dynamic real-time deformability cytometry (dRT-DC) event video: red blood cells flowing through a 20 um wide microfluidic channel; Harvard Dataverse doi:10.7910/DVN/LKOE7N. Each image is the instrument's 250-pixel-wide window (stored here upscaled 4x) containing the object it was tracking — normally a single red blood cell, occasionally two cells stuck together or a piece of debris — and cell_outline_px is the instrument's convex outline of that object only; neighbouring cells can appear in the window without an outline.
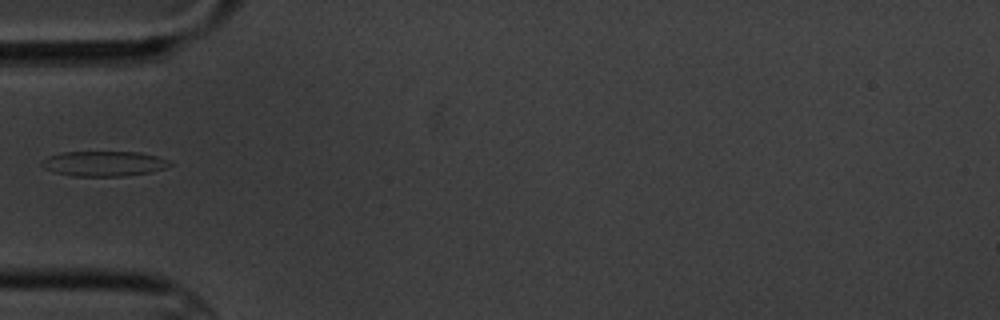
{"species": "common noctule bat (a hibernating species)", "species_latin": "Nyctalus noctula", "temperature_condition": "cold", "stored_images_in_passage": 1, "camera_frame_rate_fps": 3000, "um_per_image_px": 0.085, "animal": {"sex": "male", "body_mass_g": 20.1, "forearm_length_mm": 53.5}, "frame": {"image": 1, "passage_image": 1, "time_ms": 0.0, "image_size_px": [1000, 320], "cell_outline_px": [[172, 164], [164, 168], [152, 172], [124, 176], [72, 176], [52, 172], [44, 168], [40, 164], [48, 156], [60, 152], [140, 152], [156, 156], [168, 160]], "centroid_in_image_um": [8.8, 13.91], "position_along_channel_um": 76.2, "area_um2": 18.79}}